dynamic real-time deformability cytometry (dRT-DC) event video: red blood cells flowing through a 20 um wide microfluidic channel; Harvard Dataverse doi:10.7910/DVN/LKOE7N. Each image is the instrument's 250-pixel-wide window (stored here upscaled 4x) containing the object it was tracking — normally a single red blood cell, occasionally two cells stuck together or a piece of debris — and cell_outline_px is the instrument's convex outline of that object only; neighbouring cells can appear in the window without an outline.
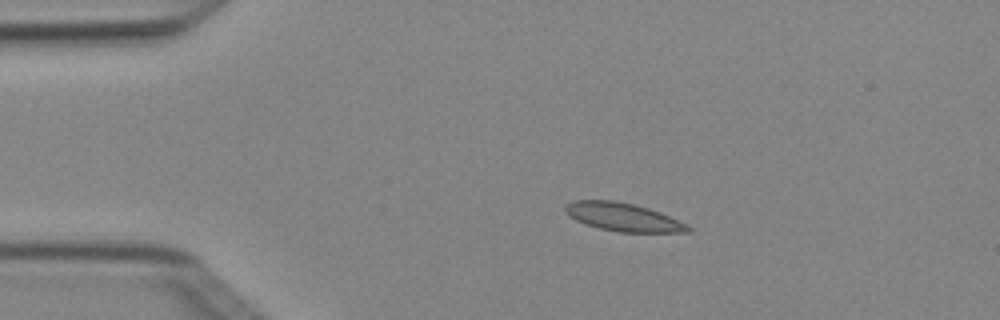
{"species": "Egyptian fruit bat (a non-hibernating species)", "species_latin": "Rousettus aegyptiacus", "temperature_condition": "cold", "stored_images_in_passage": 2, "camera_frame_rate_fps": 3000, "um_per_image_px": 0.085, "animal": {"sex": "female"}, "frame": {"image": 1, "passage_image": 1, "time_ms": 0.0, "image_size_px": [1000, 320], "cell_outline_px": [[692, 232], [620, 232], [600, 228], [584, 224], [568, 216], [564, 212], [564, 208], [572, 200], [616, 200], [648, 208], [660, 212], [688, 224], [692, 228]], "centroid_in_image_um": [52.96, 18.45], "position_along_channel_um": 32.0, "area_um2": 20.29}}